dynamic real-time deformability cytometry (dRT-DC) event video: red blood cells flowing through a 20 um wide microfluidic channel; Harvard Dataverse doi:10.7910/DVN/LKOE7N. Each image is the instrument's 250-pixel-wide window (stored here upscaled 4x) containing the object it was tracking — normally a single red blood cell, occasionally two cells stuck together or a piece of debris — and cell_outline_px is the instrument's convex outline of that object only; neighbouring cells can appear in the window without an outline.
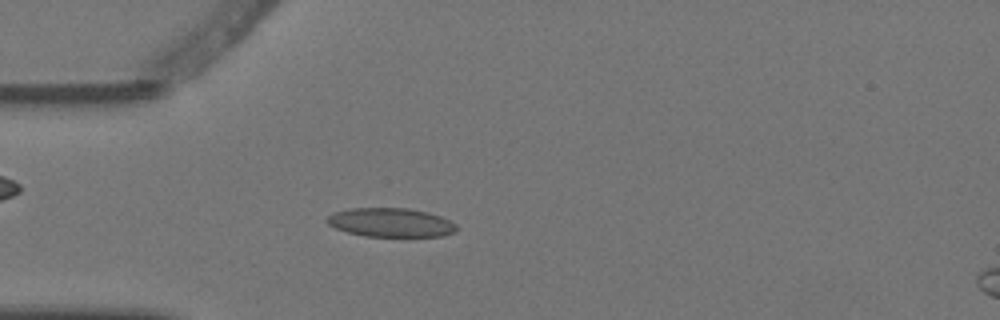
{"species": "Egyptian fruit bat (a non-hibernating species)", "species_latin": "Rousettus aegyptiacus", "temperature_condition": "warm", "stored_images_in_passage": 6, "camera_frame_rate_fps": 3000, "um_per_image_px": 0.085, "animal": {"sex": "female"}, "frame": {"image": 1, "passage_image": 6, "time_ms": 1.667, "image_size_px": [1000, 320], "cell_outline_px": [[456, 232], [444, 236], [364, 236], [348, 232], [336, 228], [328, 224], [324, 220], [328, 216], [336, 212], [352, 208], [408, 208], [428, 212], [440, 216], [456, 224]], "centroid_in_image_um": [33.22, 18.91], "position_along_channel_um": 51.8, "area_um2": 21.73}}